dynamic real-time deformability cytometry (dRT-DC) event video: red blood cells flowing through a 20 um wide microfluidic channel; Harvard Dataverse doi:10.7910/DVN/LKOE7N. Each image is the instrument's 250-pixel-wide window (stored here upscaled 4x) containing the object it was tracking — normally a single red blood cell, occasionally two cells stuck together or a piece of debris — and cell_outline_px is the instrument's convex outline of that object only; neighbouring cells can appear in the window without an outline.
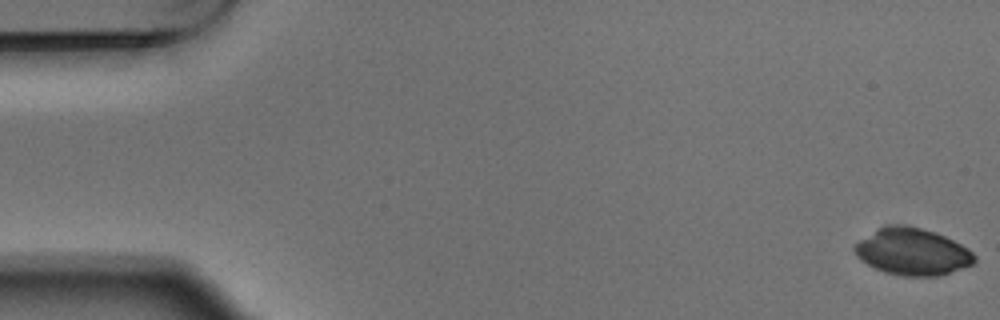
{"species": "Egyptian fruit bat (a non-hibernating species)", "species_latin": "Rousettus aegyptiacus", "temperature_condition": "warm", "stored_images_in_passage": 6, "segment_of_instrument_passage": [1, 2], "camera_frame_rate_fps": 3000, "um_per_image_px": 0.085, "animal": {"sex": "male"}, "frame": {"image": 1, "passage_image": 1, "time_ms": 0.0, "image_size_px": [1000, 320], "cell_outline_px": [[976, 260], [972, 264], [936, 276], [900, 276], [884, 272], [860, 260], [856, 256], [852, 248], [860, 240], [880, 228], [920, 228], [936, 232], [968, 248], [976, 256]], "centroid_in_image_um": [77.56, 21.45], "position_along_channel_um": 7.4, "area_um2": 31.67}}